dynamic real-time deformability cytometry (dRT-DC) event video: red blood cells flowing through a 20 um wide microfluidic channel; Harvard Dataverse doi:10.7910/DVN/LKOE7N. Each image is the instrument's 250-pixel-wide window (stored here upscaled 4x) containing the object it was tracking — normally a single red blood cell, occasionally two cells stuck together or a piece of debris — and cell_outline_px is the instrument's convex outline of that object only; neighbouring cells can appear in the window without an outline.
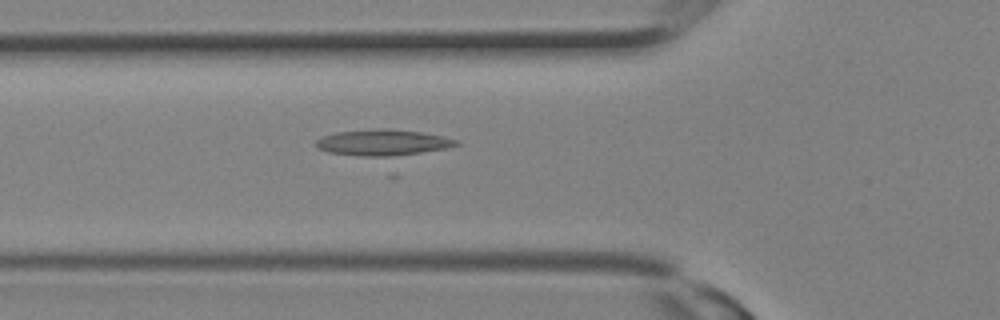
{"species": "Egyptian fruit bat (a non-hibernating species)", "species_latin": "Rousettus aegyptiacus", "temperature_condition": "room temperature", "stored_images_in_passage": 13, "camera_frame_rate_fps": 3000, "um_per_image_px": 0.085, "animal": {"sex": "female"}, "frame": {"image": 1, "passage_image": 11, "time_ms": 3.333, "image_size_px": [1000, 320], "cell_outline_px": [[460, 144], [444, 148], [384, 160], [328, 152], [316, 148], [316, 140], [324, 136], [336, 132], [376, 128], [384, 128], [420, 132], [444, 136], [456, 140]], "centroid_in_image_um": [32.51, 12.16], "position_along_channel_um": 93.3, "area_um2": 22.08}}
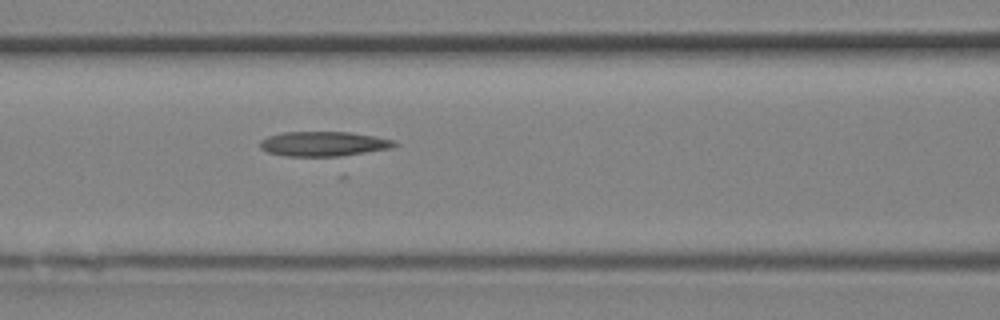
{"frame": {"image": 2, "passage_image": 13, "time_ms": 4.0, "image_size_px": [1000, 320], "cell_outline_px": [[396, 144], [392, 148], [340, 156], [284, 156], [268, 152], [260, 148], [260, 140], [268, 136], [284, 132], [352, 132], [376, 136], [392, 140]], "centroid_in_image_um": [27.48, 12.22], "position_along_channel_um": 139.1, "area_um2": 19.31}}